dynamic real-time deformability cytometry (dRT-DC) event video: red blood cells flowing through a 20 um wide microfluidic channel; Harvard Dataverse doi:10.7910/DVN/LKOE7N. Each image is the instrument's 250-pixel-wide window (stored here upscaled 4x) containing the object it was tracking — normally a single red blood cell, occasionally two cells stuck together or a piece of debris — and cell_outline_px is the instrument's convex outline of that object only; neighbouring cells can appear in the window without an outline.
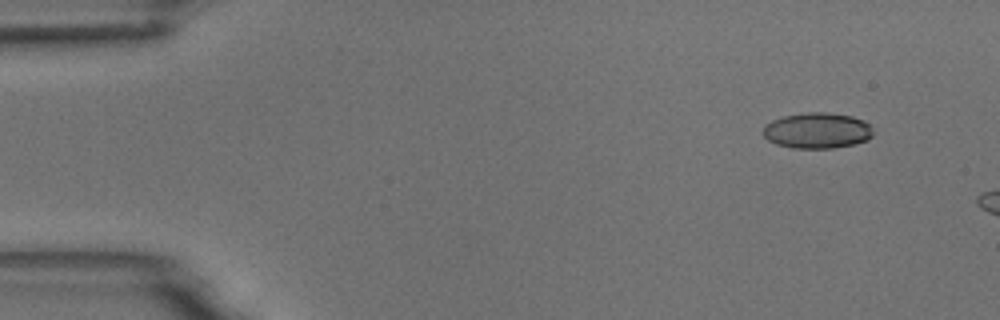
{"species": "common noctule bat (a hibernating species)", "species_latin": "Nyctalus noctula", "temperature_condition": "room temperature", "stored_images_in_passage": 3, "camera_frame_rate_fps": 3000, "um_per_image_px": 0.085, "animal": {"sex": "male", "body_mass_g": 18.8}, "frame": {"image": 1, "passage_image": 1, "time_ms": 0.0, "image_size_px": [1000, 320], "cell_outline_px": [[876, 132], [868, 140], [852, 144], [832, 148], [792, 148], [776, 144], [768, 140], [760, 132], [764, 124], [772, 120], [784, 116], [808, 112], [824, 112], [852, 116], [864, 120]], "centroid_in_image_um": [69.45, 11.1], "position_along_channel_um": 15.6, "area_um2": 23.18}}